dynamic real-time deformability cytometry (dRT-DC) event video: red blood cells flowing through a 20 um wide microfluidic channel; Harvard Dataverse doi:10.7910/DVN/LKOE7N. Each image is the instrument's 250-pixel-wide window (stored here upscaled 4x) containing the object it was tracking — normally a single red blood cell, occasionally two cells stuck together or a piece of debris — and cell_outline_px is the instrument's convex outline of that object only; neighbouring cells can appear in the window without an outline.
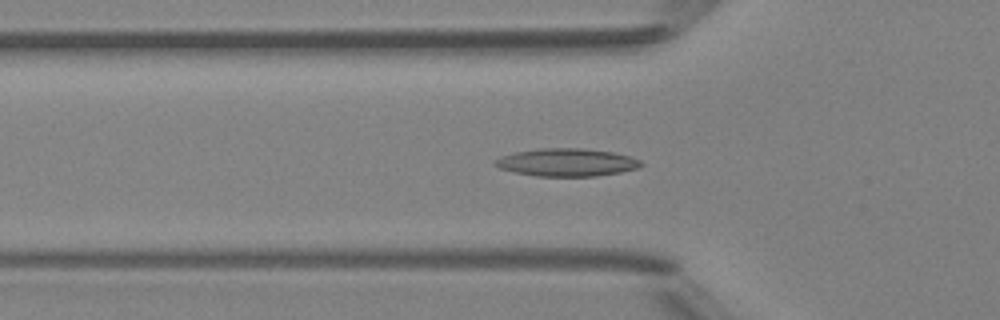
{"species": "Egyptian fruit bat (a non-hibernating species)", "species_latin": "Rousettus aegyptiacus", "temperature_condition": "room temperature", "stored_images_in_passage": 24, "segment_of_instrument_passage": [1, 2], "camera_frame_rate_fps": 3000, "um_per_image_px": 0.085, "animal": {"sex": "female"}, "frame": {"image": 1, "passage_image": 17, "time_ms": 5.333, "image_size_px": [1000, 320], "cell_outline_px": [[644, 164], [636, 168], [620, 172], [596, 176], [536, 176], [516, 172], [500, 168], [492, 164], [492, 160], [500, 156], [512, 152], [540, 148], [584, 148], [612, 152], [628, 156], [640, 160]], "centroid_in_image_um": [48.11, 13.79], "position_along_channel_um": 77.7, "area_um2": 23.7}}
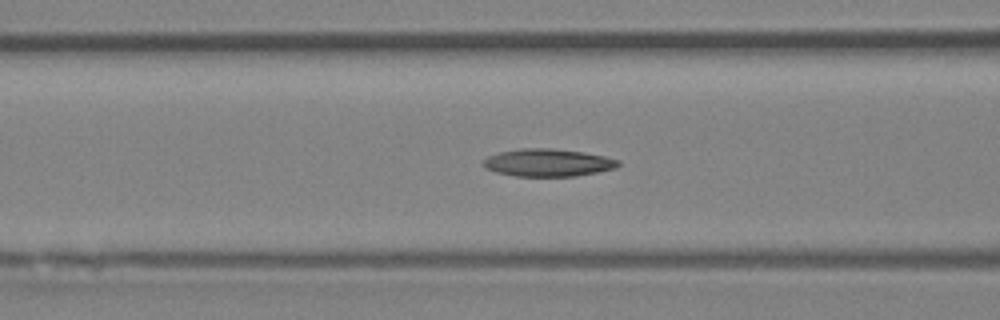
{"frame": {"image": 2, "passage_image": 20, "time_ms": 6.333, "image_size_px": [1000, 320], "cell_outline_px": [[620, 164], [616, 168], [576, 176], [516, 176], [496, 172], [484, 168], [480, 164], [488, 156], [500, 152], [520, 148], [552, 148], [584, 152], [604, 156], [620, 160]], "centroid_in_image_um": [46.56, 13.82], "position_along_channel_um": 120.0, "area_um2": 21.79}}
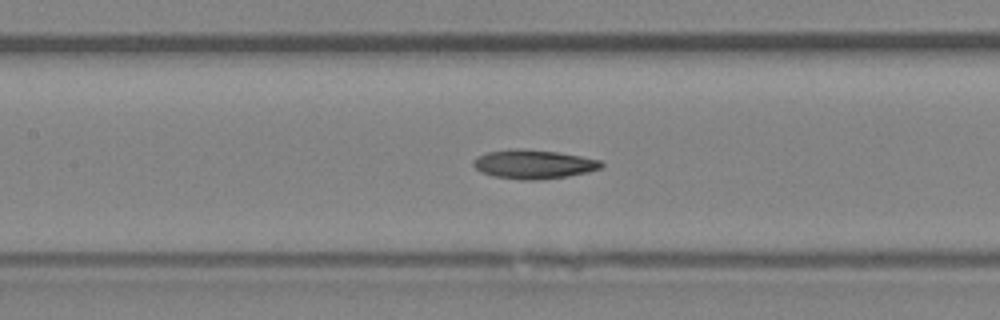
{"frame": {"image": 3, "passage_image": 23, "time_ms": 7.333, "image_size_px": [1000, 320], "cell_outline_px": [[604, 164], [600, 168], [588, 172], [568, 176], [536, 180], [524, 180], [492, 176], [480, 172], [472, 164], [472, 160], [476, 156], [488, 152], [508, 148], [524, 148], [560, 152], [600, 160]], "centroid_in_image_um": [45.31, 13.94], "position_along_channel_um": 162.1, "area_um2": 21.91}}